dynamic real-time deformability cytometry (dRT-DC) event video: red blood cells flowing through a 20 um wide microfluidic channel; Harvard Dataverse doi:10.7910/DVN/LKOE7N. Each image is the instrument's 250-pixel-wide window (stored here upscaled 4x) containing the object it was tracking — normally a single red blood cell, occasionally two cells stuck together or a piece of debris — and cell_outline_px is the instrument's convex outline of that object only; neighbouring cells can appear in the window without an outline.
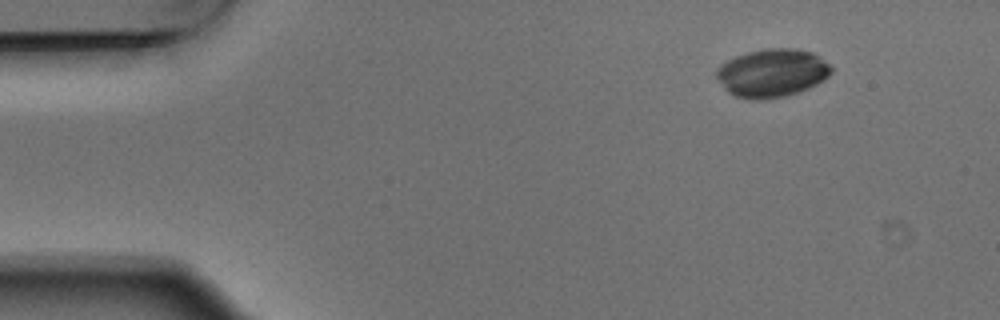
{"species": "Egyptian fruit bat (a non-hibernating species)", "species_latin": "Rousettus aegyptiacus", "temperature_condition": "warm", "stored_images_in_passage": 4, "segment_of_instrument_passage": [1, 2], "camera_frame_rate_fps": 3000, "um_per_image_px": 0.085, "animal": {"sex": "male"}, "frame": {"image": 1, "passage_image": 1, "time_ms": 0.0, "image_size_px": [1000, 320], "cell_outline_px": [[832, 72], [824, 80], [808, 88], [784, 96], [764, 100], [748, 100], [736, 96], [728, 92], [724, 88], [716, 76], [716, 72], [728, 60], [736, 56], [748, 52], [768, 48], [792, 48], [812, 52], [828, 64], [832, 68]], "centroid_in_image_um": [65.63, 6.21], "position_along_channel_um": 19.4, "area_um2": 31.91}}